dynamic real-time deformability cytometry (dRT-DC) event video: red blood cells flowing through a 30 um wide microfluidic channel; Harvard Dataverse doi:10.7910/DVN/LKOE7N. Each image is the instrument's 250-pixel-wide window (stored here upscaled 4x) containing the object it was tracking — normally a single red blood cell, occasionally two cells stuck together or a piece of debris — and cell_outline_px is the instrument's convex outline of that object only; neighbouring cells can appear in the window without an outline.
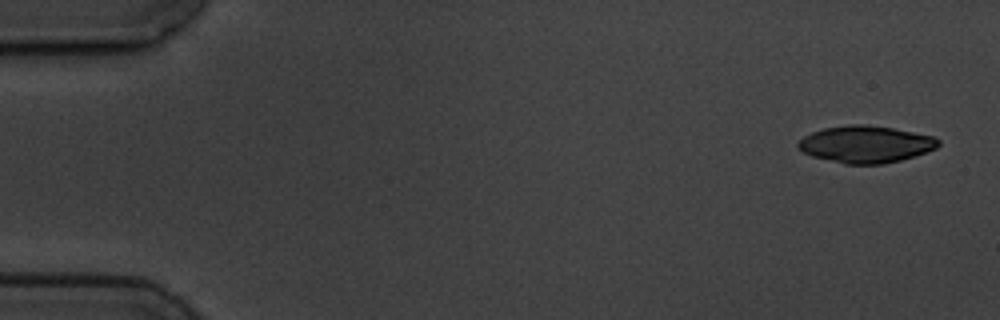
{"species": "common noctule bat (a hibernating species)", "species_latin": "Nyctalus noctula", "temperature_condition": "cold", "stored_images_in_passage": 4, "camera_frame_rate_fps": 3000, "um_per_image_px": 0.085, "animal": {"sex": "male", "body_mass_g": 19.5, "forearm_length_mm": 54.6}, "frame": {"image": 1, "passage_image": 1, "time_ms": 0.0, "image_size_px": [1000, 320], "cell_outline_px": [[940, 144], [936, 148], [916, 156], [884, 164], [844, 164], [812, 156], [796, 148], [796, 144], [804, 136], [812, 132], [824, 128], [848, 124], [864, 124], [892, 128], [932, 136], [940, 140]], "centroid_in_image_um": [73.57, 12.26], "position_along_channel_um": 11.4, "area_um2": 30.23}}